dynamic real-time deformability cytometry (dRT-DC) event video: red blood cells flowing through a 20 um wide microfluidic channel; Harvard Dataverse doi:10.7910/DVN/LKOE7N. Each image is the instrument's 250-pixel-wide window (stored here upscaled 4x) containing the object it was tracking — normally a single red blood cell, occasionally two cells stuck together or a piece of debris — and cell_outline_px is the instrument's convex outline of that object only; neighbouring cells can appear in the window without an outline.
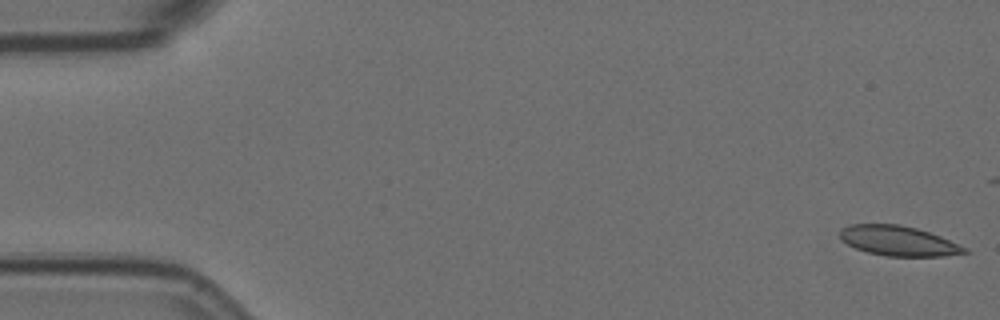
{"species": "Egyptian fruit bat (a non-hibernating species)", "species_latin": "Rousettus aegyptiacus", "temperature_condition": "room temperature", "stored_images_in_passage": 16, "camera_frame_rate_fps": 3000, "um_per_image_px": 0.085, "animal": {"sex": "female"}, "frame": {"image": 1, "passage_image": 1, "time_ms": 0.0, "image_size_px": [1000, 320], "cell_outline_px": [[972, 252], [944, 256], [884, 256], [868, 252], [856, 248], [840, 240], [840, 232], [848, 224], [900, 224], [916, 228], [940, 236], [968, 248]], "centroid_in_image_um": [76.39, 20.48], "position_along_channel_um": 8.6, "area_um2": 21.73}}
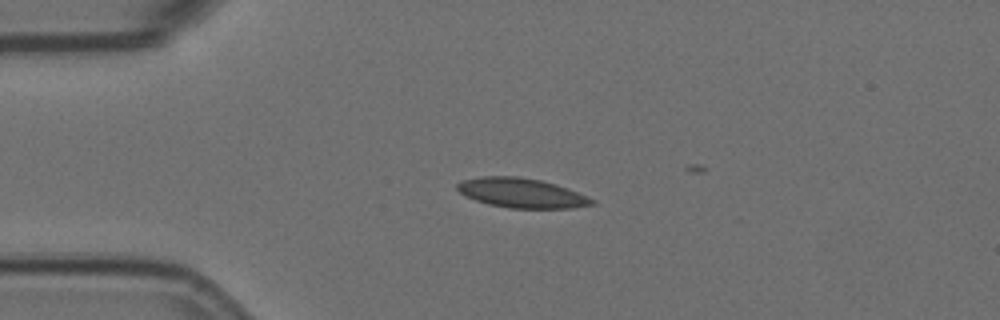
{"frame": {"image": 2, "passage_image": 13, "time_ms": 4.0, "image_size_px": [1000, 320], "cell_outline_px": [[596, 204], [572, 208], [508, 208], [488, 204], [476, 200], [460, 192], [456, 188], [456, 184], [460, 180], [480, 176], [520, 176], [540, 180], [556, 184], [568, 188], [588, 196], [596, 200]], "centroid_in_image_um": [44.35, 16.39], "position_along_channel_um": 40.6, "area_um2": 23.41}}